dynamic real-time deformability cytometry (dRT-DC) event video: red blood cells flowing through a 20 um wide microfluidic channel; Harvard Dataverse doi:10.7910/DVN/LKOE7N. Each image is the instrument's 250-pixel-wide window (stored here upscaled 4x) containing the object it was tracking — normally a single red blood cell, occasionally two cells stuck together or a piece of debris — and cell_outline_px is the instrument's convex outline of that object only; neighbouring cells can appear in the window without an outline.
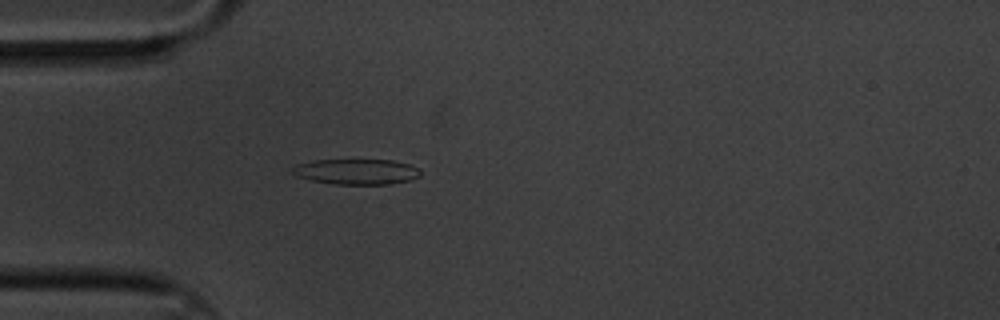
{"species": "common noctule bat (a hibernating species)", "species_latin": "Nyctalus noctula", "temperature_condition": "cold", "stored_images_in_passage": 3, "camera_frame_rate_fps": 3000, "um_per_image_px": 0.085, "animal": {"sex": "male", "body_mass_g": 20.1, "forearm_length_mm": 53.5}, "frame": {"image": 1, "passage_image": 3, "time_ms": 0.667, "image_size_px": [1000, 320], "cell_outline_px": [[420, 176], [412, 180], [388, 184], [332, 184], [312, 180], [296, 176], [292, 172], [292, 168], [296, 164], [316, 160], [392, 160], [408, 164], [420, 168]], "centroid_in_image_um": [30.32, 14.59], "position_along_channel_um": 54.7, "area_um2": 19.02}}